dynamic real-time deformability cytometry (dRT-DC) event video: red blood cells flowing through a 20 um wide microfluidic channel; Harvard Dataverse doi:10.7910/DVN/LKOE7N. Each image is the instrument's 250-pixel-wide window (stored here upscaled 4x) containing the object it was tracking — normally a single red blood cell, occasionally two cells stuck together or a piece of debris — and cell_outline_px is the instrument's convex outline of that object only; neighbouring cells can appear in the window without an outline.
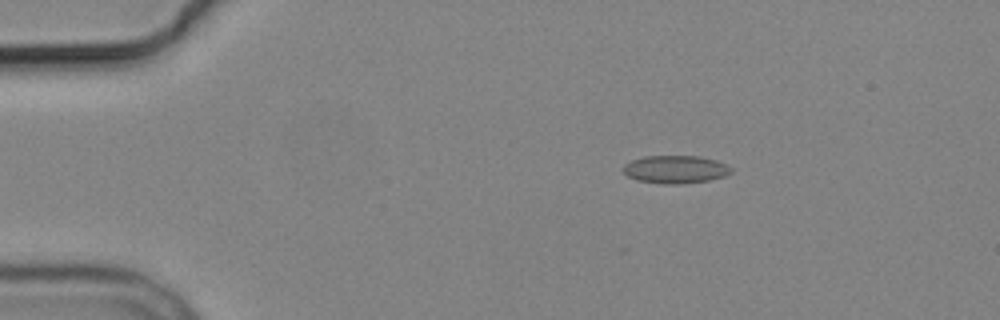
{"species": "common noctule bat (a hibernating species)", "species_latin": "Nyctalus noctula", "temperature_condition": "cold", "stored_images_in_passage": 4, "camera_frame_rate_fps": 3000, "um_per_image_px": 0.085, "animal": {"sex": "male", "body_mass_g": 19.2, "forearm_length_mm": 51.8}, "frame": {"image": 1, "passage_image": 2, "time_ms": 1.333, "image_size_px": [1000, 320], "cell_outline_px": [[732, 172], [724, 176], [708, 180], [680, 184], [664, 184], [636, 180], [628, 176], [624, 172], [624, 164], [632, 160], [644, 156], [700, 156], [716, 160], [728, 164], [732, 168]], "centroid_in_image_um": [57.43, 14.39], "position_along_channel_um": 27.6, "area_um2": 17.57}}